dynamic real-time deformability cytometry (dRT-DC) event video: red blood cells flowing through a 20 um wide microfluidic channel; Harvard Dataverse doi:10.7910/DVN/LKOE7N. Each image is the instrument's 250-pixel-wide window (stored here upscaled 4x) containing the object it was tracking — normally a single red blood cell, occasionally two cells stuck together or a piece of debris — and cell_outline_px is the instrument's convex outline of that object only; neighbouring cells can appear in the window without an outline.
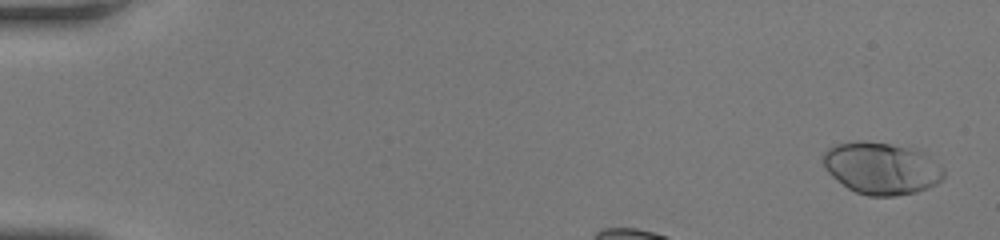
{"species": "human", "species_latin": "Homo sapiens", "temperature_condition": "room temperature", "stored_images_in_passage": 34, "camera_frame_rate_fps": 3000, "um_per_image_px": 0.085, "donor": {"sex": "female"}, "frame": {"image": 1, "passage_image": 2, "time_ms": 0.333, "image_size_px": [1000, 240], "cell_outline_px": [[944, 176], [936, 184], [928, 188], [916, 192], [896, 196], [868, 196], [856, 192], [848, 188], [832, 176], [828, 172], [820, 156], [828, 148], [836, 144], [856, 140], [860, 140], [888, 144], [920, 152], [944, 168]], "centroid_in_image_um": [74.87, 14.32], "position_along_channel_um": 10.1, "area_um2": 36.18}}
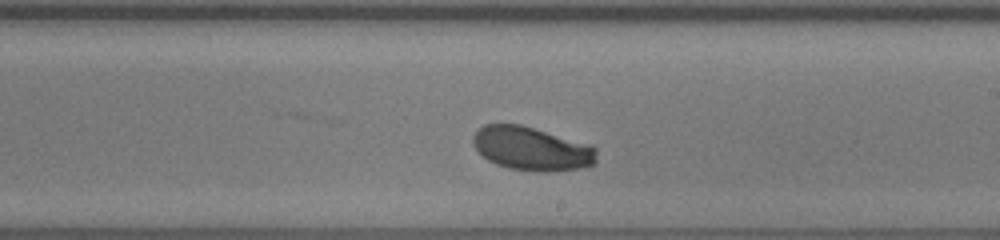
{"frame": {"image": 2, "passage_image": 23, "time_ms": 7.333, "image_size_px": [1000, 240], "cell_outline_px": [[596, 164], [580, 168], [548, 172], [540, 172], [508, 168], [496, 164], [488, 160], [472, 144], [472, 136], [484, 124], [520, 124], [588, 144], [596, 148]], "centroid_in_image_um": [45.18, 12.64], "position_along_channel_um": 243.8, "area_um2": 31.27}}
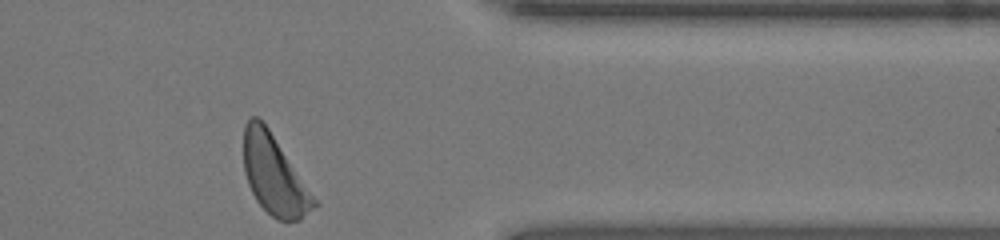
{"frame": {"image": 3, "passage_image": 34, "time_ms": 11.0, "image_size_px": [1000, 240], "cell_outline_px": [[320, 204], [300, 220], [276, 220], [256, 200], [248, 184], [244, 172], [244, 124], [252, 116], [256, 116], [268, 128]], "centroid_in_image_um": [23.32, 14.9], "position_along_channel_um": 388.1, "area_um2": 32.14}, "authors_computed_cell_mechanics": {"area_um2": 32.1079, "velocity_mm_per_s": 4.2615, "shape_relaxation_time_tau1_ms": 0.9097, "shape_relaxation_time_tau2_ms": null, "deformation_change_tau1": 0.1193, "deformation_change_tau2": null}}